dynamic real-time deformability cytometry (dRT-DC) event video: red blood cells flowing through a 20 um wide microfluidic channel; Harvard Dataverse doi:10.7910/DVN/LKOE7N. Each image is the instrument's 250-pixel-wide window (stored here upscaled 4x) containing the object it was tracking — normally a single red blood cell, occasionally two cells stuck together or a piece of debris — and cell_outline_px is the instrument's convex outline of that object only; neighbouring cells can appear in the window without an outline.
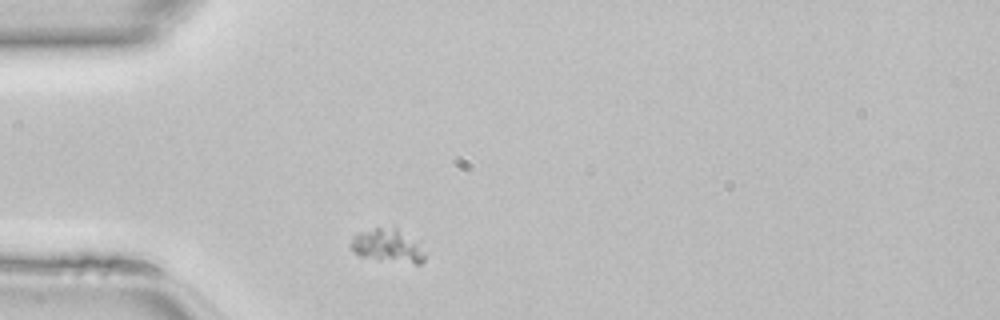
{"species": "common noctule bat (a hibernating species)", "species_latin": "Nyctalus noctula", "temperature_condition": "room temperature", "stored_images_in_passage": 38, "camera_frame_rate_fps": 3000, "um_per_image_px": 0.085, "animal": {"sex": "female", "body_mass_g": 22.7, "forearm_length_mm": 54.2}, "frame": {"image": 1, "passage_image": 2, "time_ms": 0.333, "image_size_px": [1000, 320], "cell_outline_px": [[424, 260], [420, 264], [416, 264], [360, 256], [352, 248], [352, 236], [356, 232], [376, 228], [396, 228], [420, 240], [424, 256]], "centroid_in_image_um": [33.0, 20.86], "position_along_channel_um": 52.0, "area_um2": 14.28}}
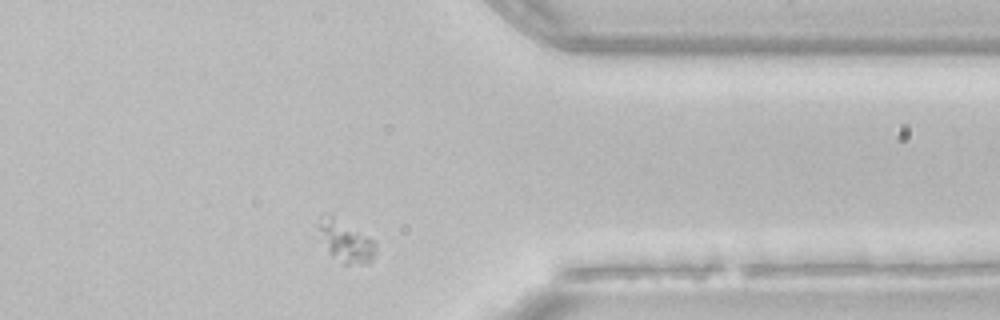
{"frame": {"image": 2, "passage_image": 28, "time_ms": 9.0, "image_size_px": [1000, 320], "cell_outline_px": [[376, 252], [372, 260], [368, 264], [344, 264], [332, 256], [328, 252], [316, 224], [320, 216], [332, 216], [368, 236], [376, 244]], "centroid_in_image_um": [29.39, 20.55], "position_along_channel_um": 382.0, "area_um2": 13.53}}
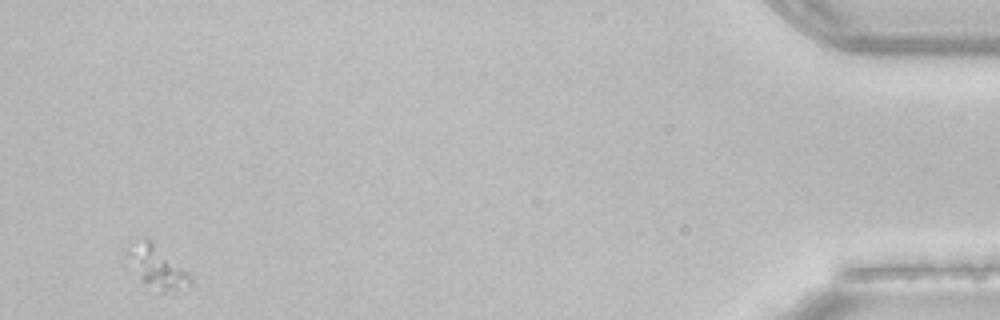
{"frame": {"image": 3, "passage_image": 36, "time_ms": 11.667, "image_size_px": [1000, 320], "cell_outline_px": [[192, 288], [172, 296], [160, 292], [128, 268], [124, 256], [124, 252], [144, 240], [152, 240], [188, 272], [192, 276]], "centroid_in_image_um": [13.42, 22.81], "position_along_channel_um": 421.8, "area_um2": 16.07}}